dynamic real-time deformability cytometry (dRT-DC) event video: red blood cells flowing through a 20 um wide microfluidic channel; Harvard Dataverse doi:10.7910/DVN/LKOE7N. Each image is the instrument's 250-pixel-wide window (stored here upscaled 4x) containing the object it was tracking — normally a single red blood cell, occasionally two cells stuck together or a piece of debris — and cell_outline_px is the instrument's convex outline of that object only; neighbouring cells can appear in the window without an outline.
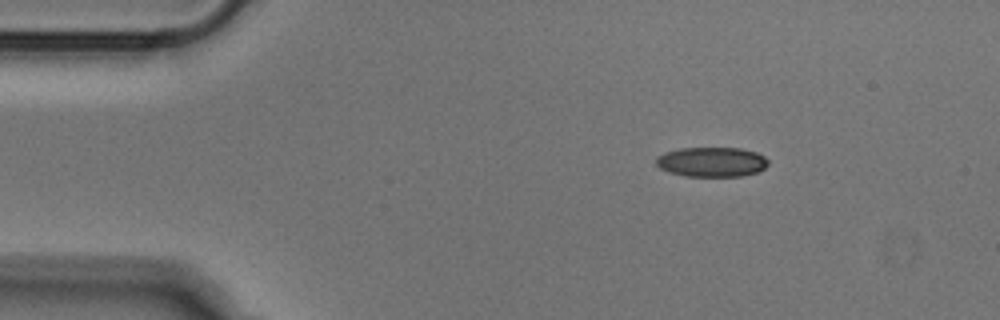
{"species": "Egyptian fruit bat (a non-hibernating species)", "species_latin": "Rousettus aegyptiacus", "temperature_condition": "cold", "stored_images_in_passage": 45, "camera_frame_rate_fps": 3000, "um_per_image_px": 0.085, "animal": {"sex": "male"}, "frame": {"image": 1, "passage_image": 1, "time_ms": 0.0, "image_size_px": [1000, 320], "cell_outline_px": [[768, 164], [760, 172], [740, 176], [684, 176], [668, 172], [660, 168], [656, 164], [656, 156], [664, 152], [680, 148], [740, 148], [756, 152], [764, 156], [768, 160]], "centroid_in_image_um": [60.48, 13.76], "position_along_channel_um": 24.5, "area_um2": 19.59}}
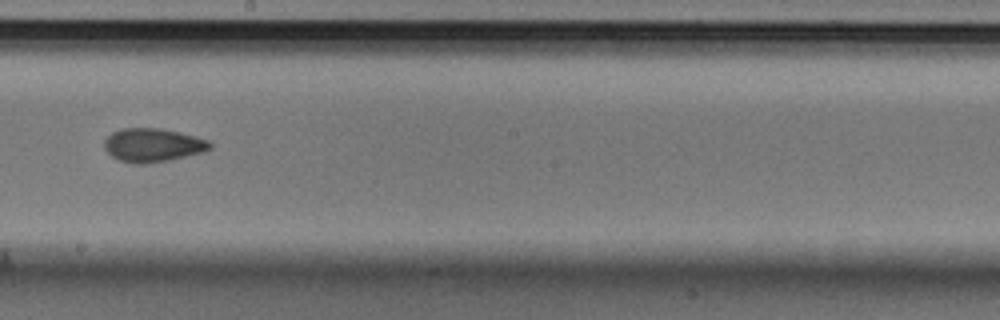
{"frame": {"image": 2, "passage_image": 22, "time_ms": 7.0, "image_size_px": [1000, 320], "cell_outline_px": [[212, 148], [204, 152], [172, 160], [144, 164], [132, 164], [120, 160], [112, 156], [104, 148], [104, 140], [112, 132], [120, 128], [160, 128], [180, 132], [196, 136], [208, 140], [212, 144]], "centroid_in_image_um": [13.01, 12.34], "position_along_channel_um": 235.2, "area_um2": 20.98}}
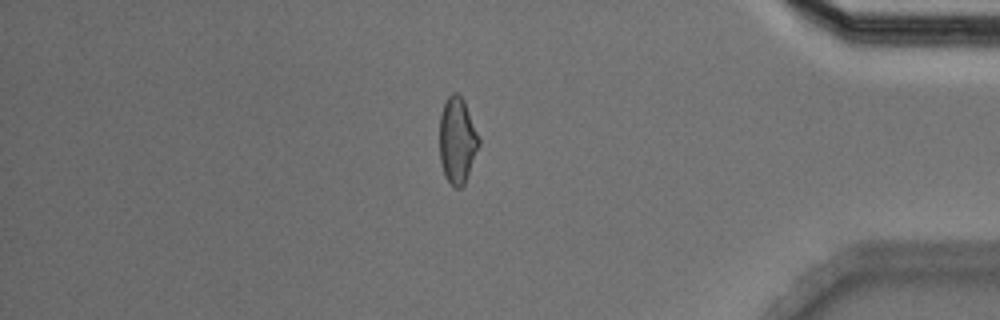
{"frame": {"image": 3, "passage_image": 37, "time_ms": 12.0, "image_size_px": [1000, 320], "cell_outline_px": [[480, 144], [464, 184], [460, 188], [456, 188], [444, 176], [440, 160], [440, 116], [444, 104], [448, 96], [452, 92], [456, 92], [464, 100], [480, 140]], "centroid_in_image_um": [38.86, 11.93], "position_along_channel_um": 396.3, "area_um2": 19.54}}